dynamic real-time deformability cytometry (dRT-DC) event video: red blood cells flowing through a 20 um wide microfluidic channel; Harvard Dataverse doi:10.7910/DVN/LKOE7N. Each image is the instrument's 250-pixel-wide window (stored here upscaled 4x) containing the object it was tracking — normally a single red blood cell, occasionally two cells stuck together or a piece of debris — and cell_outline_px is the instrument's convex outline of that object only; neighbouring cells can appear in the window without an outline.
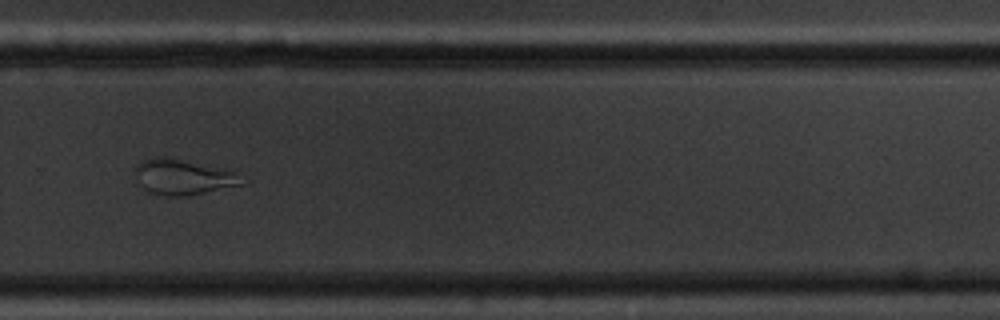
{"species": "common noctule bat (a hibernating species)", "species_latin": "Nyctalus noctula", "temperature_condition": "cold", "stored_images_in_passage": 15, "camera_frame_rate_fps": 3000, "um_per_image_px": 0.085, "animal": {"sex": "male", "body_mass_g": 20.1, "forearm_length_mm": 53.5}, "frame": {"image": 1, "passage_image": 11, "time_ms": 12.667, "image_size_px": [1000, 320], "cell_outline_px": [[244, 184], [188, 196], [168, 196], [148, 192], [140, 184], [132, 172], [136, 164], [140, 160], [152, 156], [172, 156], [232, 168], [236, 172]], "centroid_in_image_um": [15.55, 14.98], "position_along_channel_um": 314.3, "area_um2": 23.18}}
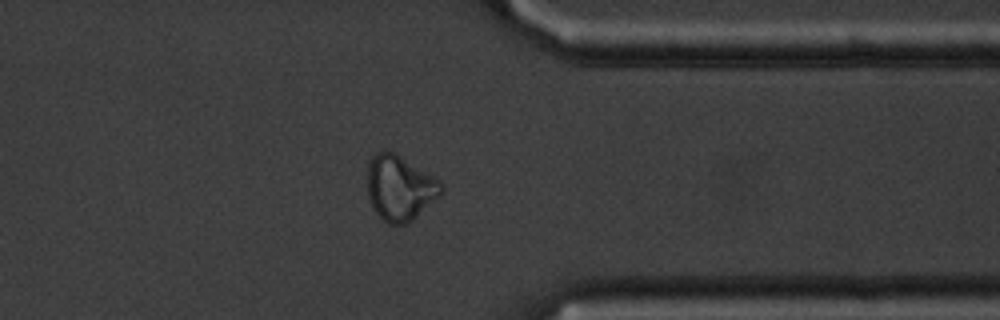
{"frame": {"image": 2, "passage_image": 13, "time_ms": 14.667, "image_size_px": [1000, 320], "cell_outline_px": [[444, 192], [440, 196], [408, 224], [388, 224], [372, 208], [368, 196], [368, 164], [372, 156], [376, 152], [388, 148], [440, 180], [444, 184]], "centroid_in_image_um": [34.0, 15.96], "position_along_channel_um": 377.4, "area_um2": 28.38}, "authors_computed_cell_mechanics": {"area_um2": 25.3164, "velocity_mm_per_s": 3.4425, "shape_relaxation_time_tau1_ms": null, "shape_relaxation_time_tau2_ms": 1.6163, "deformation_change_tau1": null, "deformation_change_tau2": 0.0913}}